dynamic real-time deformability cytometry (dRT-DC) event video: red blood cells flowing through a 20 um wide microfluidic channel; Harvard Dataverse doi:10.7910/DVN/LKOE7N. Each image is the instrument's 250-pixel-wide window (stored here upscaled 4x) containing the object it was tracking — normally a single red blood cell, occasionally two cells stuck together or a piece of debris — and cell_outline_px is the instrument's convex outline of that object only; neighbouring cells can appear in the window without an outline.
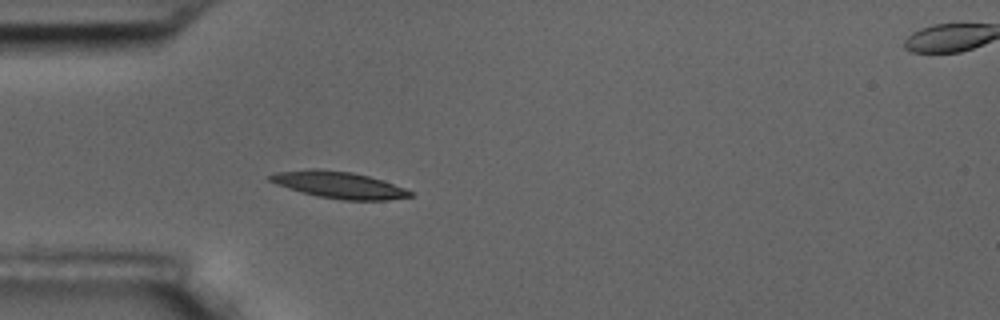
{"species": "common noctule bat (a hibernating species)", "species_latin": "Nyctalus noctula", "temperature_condition": "room temperature", "stored_images_in_passage": 5, "camera_frame_rate_fps": 3000, "um_per_image_px": 0.085, "animal": {"sex": "male", "body_mass_g": 17.5, "forearm_length_mm": 52.3}, "frame": {"image": 1, "passage_image": 4, "time_ms": 3.667, "image_size_px": [1000, 320], "cell_outline_px": [[412, 196], [388, 200], [340, 200], [316, 196], [288, 188], [276, 184], [268, 180], [268, 176], [276, 172], [312, 168], [316, 168], [352, 172], [368, 176], [404, 188], [412, 192]], "centroid_in_image_um": [28.76, 15.71], "position_along_channel_um": 56.2, "area_um2": 21.73}}